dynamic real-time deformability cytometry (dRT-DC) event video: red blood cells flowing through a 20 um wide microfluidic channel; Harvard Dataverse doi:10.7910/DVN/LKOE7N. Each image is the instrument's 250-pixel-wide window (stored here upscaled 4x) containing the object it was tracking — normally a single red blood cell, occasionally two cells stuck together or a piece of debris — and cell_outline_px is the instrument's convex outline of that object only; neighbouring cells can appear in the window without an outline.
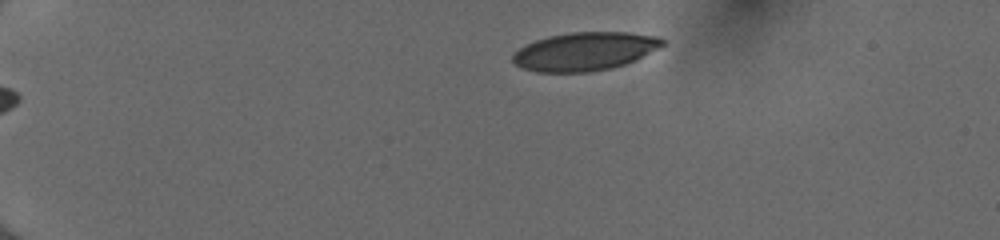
{"species": "human", "species_latin": "Homo sapiens", "temperature_condition": "cold", "stored_images_in_passage": 42, "camera_frame_rate_fps": 3000, "um_per_image_px": 0.085, "donor": {"sex": "female"}, "frame": {"image": 1, "passage_image": 1, "time_ms": 0.0, "image_size_px": [1000, 240], "cell_outline_px": [[664, 44], [636, 60], [612, 68], [588, 72], [536, 72], [524, 68], [516, 64], [512, 60], [512, 56], [520, 48], [536, 40], [548, 36], [572, 32], [628, 32], [660, 36], [664, 40]], "centroid_in_image_um": [49.73, 4.36], "position_along_channel_um": 35.3, "area_um2": 33.29}}
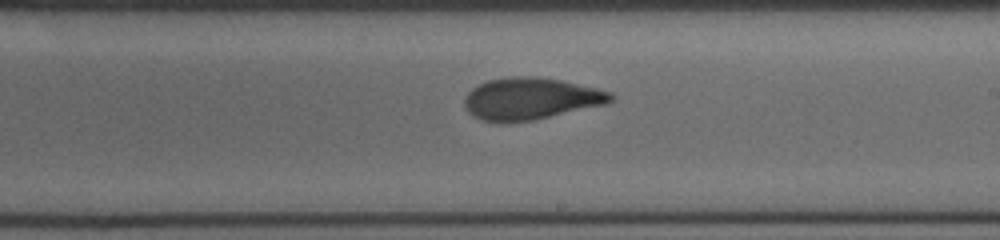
{"frame": {"image": 2, "passage_image": 23, "time_ms": 7.333, "image_size_px": [1000, 240], "cell_outline_px": [[616, 96], [612, 100], [604, 104], [536, 120], [508, 124], [500, 124], [480, 120], [472, 116], [464, 108], [464, 96], [472, 88], [488, 80], [508, 76], [532, 76], [560, 80], [596, 88], [612, 92]], "centroid_in_image_um": [45.04, 8.42], "position_along_channel_um": 244.0, "area_um2": 36.3}}
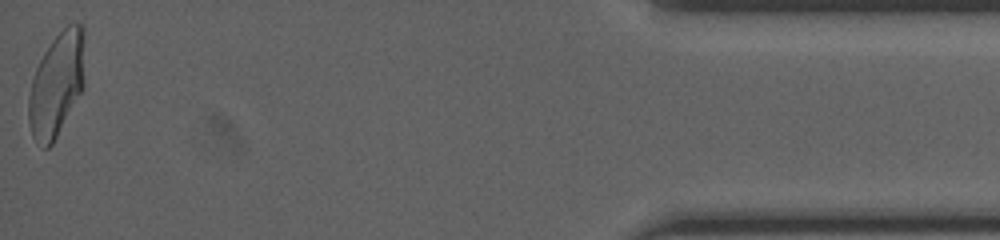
{"frame": {"image": 3, "passage_image": 42, "time_ms": 13.667, "image_size_px": [1000, 240], "cell_outline_px": [[84, 88], [52, 144], [48, 148], [44, 148], [36, 144], [32, 136], [28, 120], [28, 96], [32, 80], [36, 68], [44, 52], [52, 40], [68, 24], [84, 24]], "centroid_in_image_um": [4.82, 7.19], "position_along_channel_um": 430.4, "area_um2": 34.22}, "authors_computed_cell_mechanics": {"area_um2": 35.258, "velocity_mm_per_s": 4.0291, "shape_relaxation_time_tau1_ms": 6.3638, "shape_relaxation_time_tau2_ms": 1.3393, "deformation_change_tau1": 0.2174, "deformation_change_tau2": 0.0774}}